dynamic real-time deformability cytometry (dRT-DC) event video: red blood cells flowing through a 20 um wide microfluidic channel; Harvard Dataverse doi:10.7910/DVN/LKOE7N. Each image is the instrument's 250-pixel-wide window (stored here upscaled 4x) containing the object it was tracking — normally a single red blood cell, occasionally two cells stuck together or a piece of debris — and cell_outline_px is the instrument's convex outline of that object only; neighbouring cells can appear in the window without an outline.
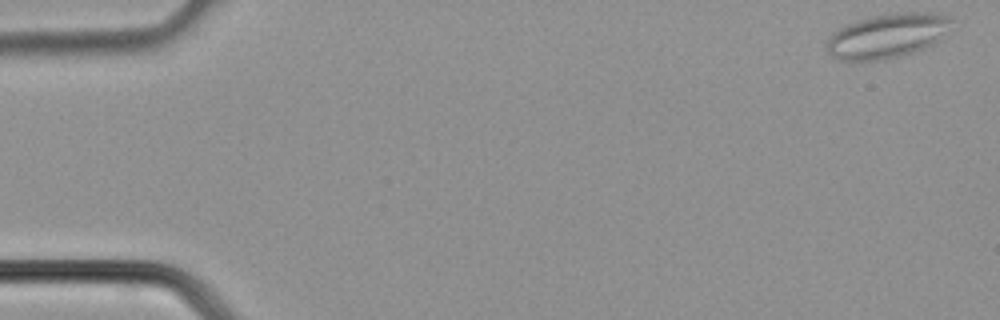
{"species": "common noctule bat (a hibernating species)", "species_latin": "Nyctalus noctula", "temperature_condition": "cold", "stored_images_in_passage": 37, "camera_frame_rate_fps": 3000, "um_per_image_px": 0.085, "animal": {"sex": "male", "body_mass_g": 21.5, "forearm_length_mm": 52.0}, "frame": {"image": 1, "passage_image": 1, "time_ms": 0.0, "image_size_px": [1000, 320], "cell_outline_px": [[952, 20], [936, 40], [932, 44], [924, 48], [900, 56], [880, 60], [840, 60], [832, 56], [828, 52], [828, 36], [832, 32], [856, 20], [872, 16], [896, 12], [936, 12], [948, 16]], "centroid_in_image_um": [75.37, 3.03], "position_along_channel_um": 9.6, "area_um2": 31.79}}
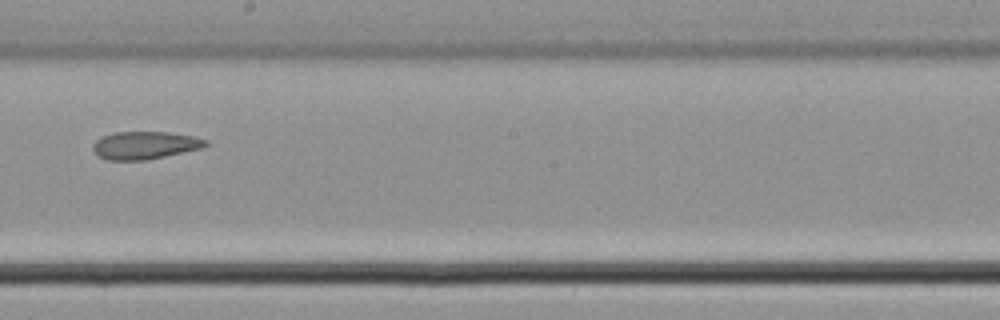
{"frame": {"image": 2, "passage_image": 21, "time_ms": 6.667, "image_size_px": [1000, 320], "cell_outline_px": [[208, 144], [204, 148], [148, 160], [108, 160], [96, 156], [92, 148], [92, 144], [96, 140], [104, 136], [116, 132], [168, 132], [192, 136], [208, 140]], "centroid_in_image_um": [12.32, 12.36], "position_along_channel_um": 235.9, "area_um2": 18.38}}
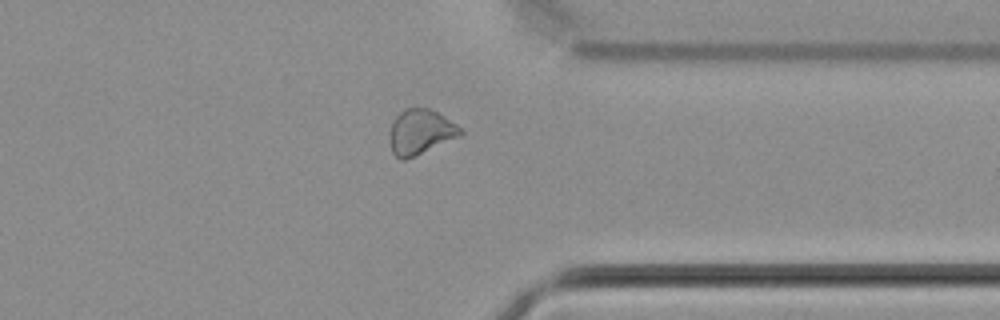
{"frame": {"image": 3, "passage_image": 29, "time_ms": 9.333, "image_size_px": [1000, 320], "cell_outline_px": [[464, 136], [404, 160], [400, 160], [392, 152], [388, 140], [388, 132], [392, 120], [404, 108], [428, 108], [444, 116], [456, 124], [464, 132]], "centroid_in_image_um": [35.73, 11.23], "position_along_channel_um": 375.7, "area_um2": 19.02}}